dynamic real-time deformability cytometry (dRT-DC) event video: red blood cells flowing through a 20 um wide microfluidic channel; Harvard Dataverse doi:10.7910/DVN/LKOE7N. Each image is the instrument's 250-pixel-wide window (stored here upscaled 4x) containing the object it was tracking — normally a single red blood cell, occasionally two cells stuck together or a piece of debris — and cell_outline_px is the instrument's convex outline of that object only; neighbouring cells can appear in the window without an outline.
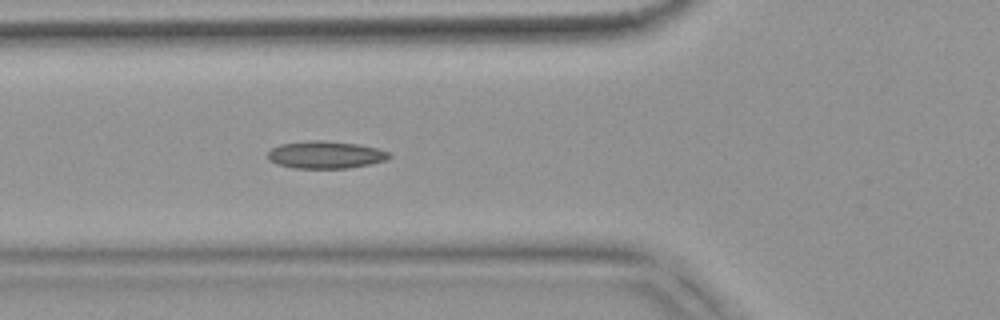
{"species": "common noctule bat (a hibernating species)", "species_latin": "Nyctalus noctula", "temperature_condition": "warm", "stored_images_in_passage": 55, "camera_frame_rate_fps": 3000, "um_per_image_px": 0.085, "animal": {"sex": "female", "body_mass_g": 18.4}, "frame": {"image": 1, "passage_image": 20, "time_ms": 6.333, "image_size_px": [1000, 320], "cell_outline_px": [[392, 156], [388, 160], [348, 168], [292, 168], [276, 164], [268, 160], [268, 152], [272, 148], [280, 144], [316, 140], [320, 140], [356, 144], [376, 148], [388, 152]], "centroid_in_image_um": [27.65, 13.17], "position_along_channel_um": 98.2, "area_um2": 19.25}}
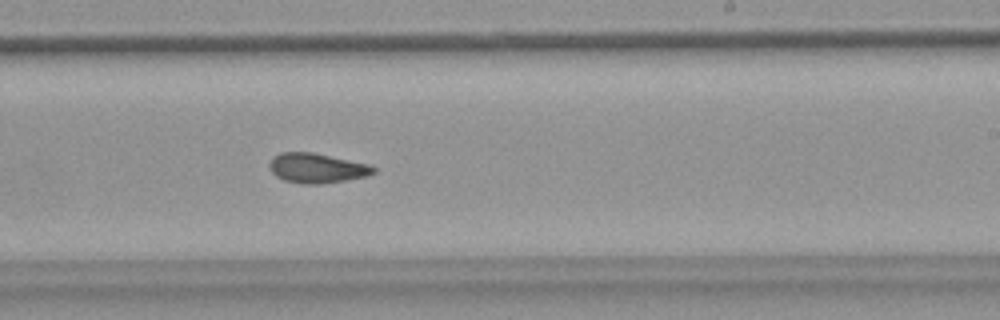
{"frame": {"image": 2, "passage_image": 33, "time_ms": 10.667, "image_size_px": [1000, 320], "cell_outline_px": [[376, 172], [364, 176], [324, 184], [304, 184], [284, 180], [276, 176], [268, 168], [268, 164], [280, 152], [312, 152], [368, 164], [376, 168]], "centroid_in_image_um": [26.91, 14.29], "position_along_channel_um": 262.1, "area_um2": 17.86}}
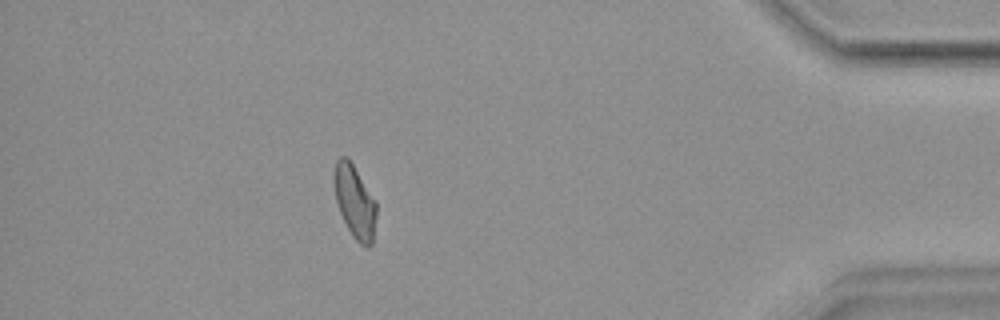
{"frame": {"image": 3, "passage_image": 48, "time_ms": 15.667, "image_size_px": [1000, 320], "cell_outline_px": [[376, 216], [372, 244], [368, 248], [360, 244], [352, 236], [340, 212], [336, 200], [336, 160], [340, 156], [344, 156], [352, 164], [376, 200]], "centroid_in_image_um": [30.2, 17.21], "position_along_channel_um": 405.0, "area_um2": 17.34}, "authors_computed_cell_mechanics": {"area_um2": 18.0914, "velocity_mm_per_s": 3.7854, "shape_relaxation_time_tau1_ms": null, "shape_relaxation_time_tau2_ms": 3.1851, "deformation_change_tau1": null, "deformation_change_tau2": 0.091}}